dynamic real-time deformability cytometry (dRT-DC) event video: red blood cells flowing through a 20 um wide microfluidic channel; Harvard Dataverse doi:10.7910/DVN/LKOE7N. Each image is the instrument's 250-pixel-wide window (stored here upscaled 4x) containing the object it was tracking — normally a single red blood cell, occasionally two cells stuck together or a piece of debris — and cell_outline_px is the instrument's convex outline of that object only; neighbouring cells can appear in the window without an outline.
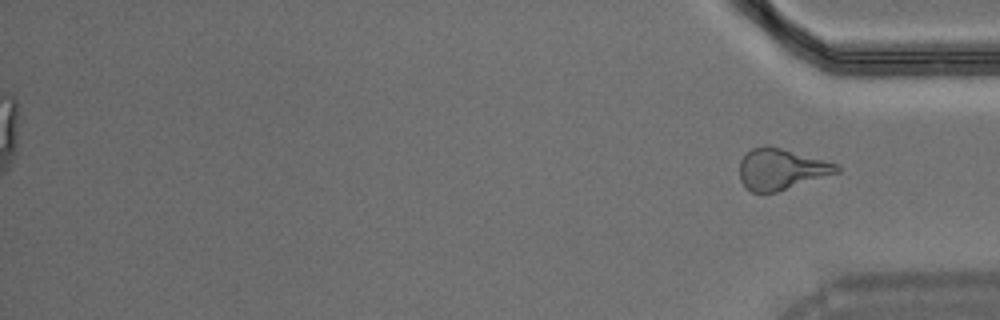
{"species": "Egyptian fruit bat (a non-hibernating species)", "species_latin": "Rousettus aegyptiacus", "temperature_condition": "warm", "stored_images_in_passage": 35, "segment_of_instrument_passage": [2, 2], "camera_frame_rate_fps": 3000, "um_per_image_px": 0.085, "animal": {"sex": "male"}, "frame": {"image": 1, "passage_image": 35, "time_ms": 11.333, "image_size_px": [1000, 320], "cell_outline_px": [[840, 172], [776, 192], [752, 192], [744, 188], [740, 180], [740, 160], [752, 148], [764, 144], [768, 144], [824, 160], [836, 164], [840, 168]], "centroid_in_image_um": [66.37, 14.37], "position_along_channel_um": 368.8, "area_um2": 23.24}}